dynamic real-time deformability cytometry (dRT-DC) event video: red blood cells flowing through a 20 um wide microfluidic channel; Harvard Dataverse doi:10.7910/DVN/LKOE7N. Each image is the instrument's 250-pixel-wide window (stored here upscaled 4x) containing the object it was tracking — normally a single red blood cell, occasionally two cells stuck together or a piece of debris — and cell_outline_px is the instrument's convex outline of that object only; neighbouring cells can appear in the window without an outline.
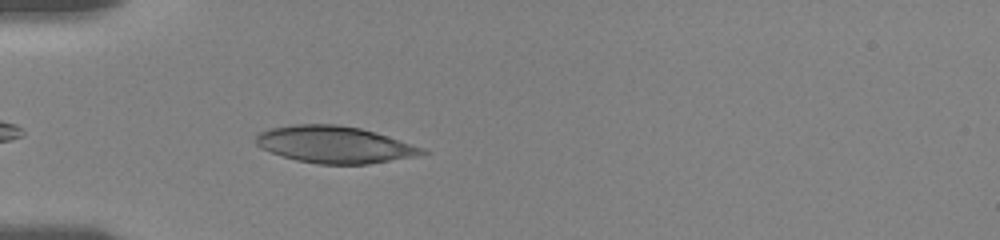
{"species": "human", "species_latin": "Homo sapiens", "temperature_condition": "room temperature", "stored_images_in_passage": 43, "camera_frame_rate_fps": 3000, "um_per_image_px": 0.085, "donor": {"sex": "female"}, "frame": {"image": 1, "passage_image": 4, "time_ms": 1.0, "image_size_px": [1000, 240], "cell_outline_px": [[428, 152], [416, 156], [368, 164], [316, 164], [296, 160], [260, 148], [256, 144], [256, 136], [260, 132], [268, 128], [292, 124], [336, 124], [360, 128], [376, 132], [424, 148]], "centroid_in_image_um": [28.42, 12.28], "position_along_channel_um": 56.6, "area_um2": 35.72}}
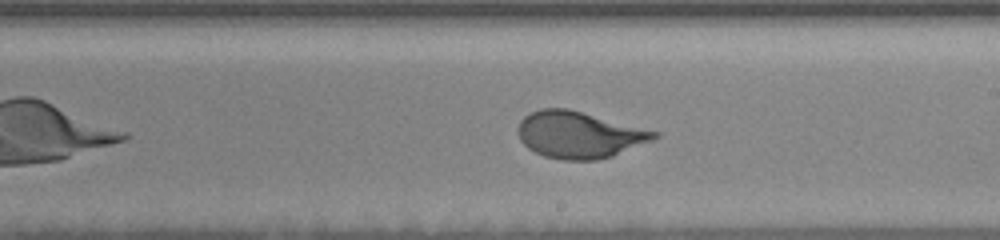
{"frame": {"image": 2, "passage_image": 20, "time_ms": 6.333, "image_size_px": [1000, 240], "cell_outline_px": [[660, 136], [652, 140], [612, 156], [596, 160], [560, 160], [544, 156], [528, 148], [520, 140], [516, 128], [520, 120], [524, 116], [540, 108], [568, 108], [660, 132]], "centroid_in_image_um": [49.2, 11.45], "position_along_channel_um": 239.8, "area_um2": 37.11}}
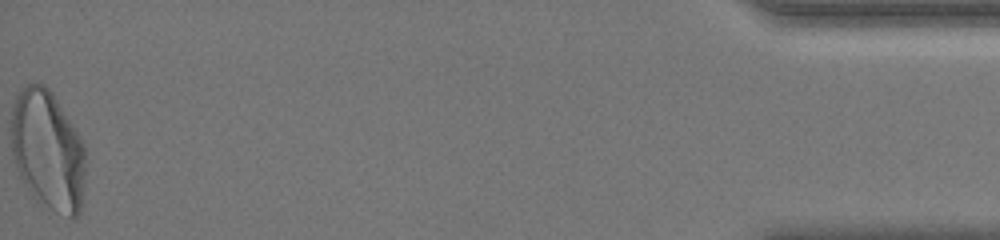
{"frame": {"image": 3, "passage_image": 43, "time_ms": 14.0, "image_size_px": [1000, 240], "cell_outline_px": [[84, 180], [80, 212], [76, 220], [48, 216], [32, 196], [24, 184], [20, 176], [12, 152], [12, 108], [16, 96], [20, 88], [28, 84], [44, 84], [52, 92], [72, 124], [84, 144]], "centroid_in_image_um": [4.07, 12.92], "position_along_channel_um": 431.1, "area_um2": 52.89}, "authors_computed_cell_mechanics": {"area_um2": 37.1076, "velocity_mm_per_s": 3.6042, "shape_relaxation_time_tau1_ms": 3.9348, "shape_relaxation_time_tau2_ms": null, "deformation_change_tau1": 0.1789, "deformation_change_tau2": null}}